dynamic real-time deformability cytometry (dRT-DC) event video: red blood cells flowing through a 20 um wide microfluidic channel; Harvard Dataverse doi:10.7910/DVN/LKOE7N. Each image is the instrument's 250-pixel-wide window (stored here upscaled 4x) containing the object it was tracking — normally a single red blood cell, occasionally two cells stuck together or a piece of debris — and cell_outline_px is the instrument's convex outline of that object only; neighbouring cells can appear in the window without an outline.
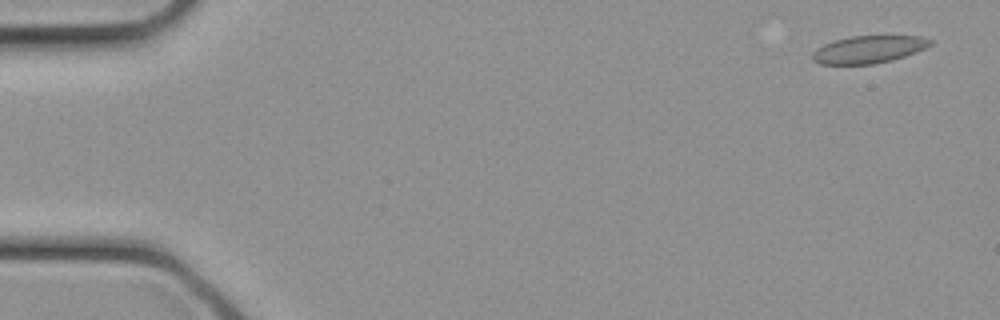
{"species": "common noctule bat (a hibernating species)", "species_latin": "Nyctalus noctula", "temperature_condition": "cold", "stored_images_in_passage": 32, "camera_frame_rate_fps": 3000, "um_per_image_px": 0.085, "animal": {"sex": "female", "body_mass_g": 21.9}, "frame": {"image": 1, "passage_image": 2, "time_ms": 0.333, "image_size_px": [1000, 320], "cell_outline_px": [[936, 40], [932, 44], [916, 52], [892, 60], [872, 64], [820, 64], [812, 60], [812, 52], [816, 48], [832, 40], [852, 36], [924, 36]], "centroid_in_image_um": [73.84, 4.19], "position_along_channel_um": 11.2, "area_um2": 19.02}}
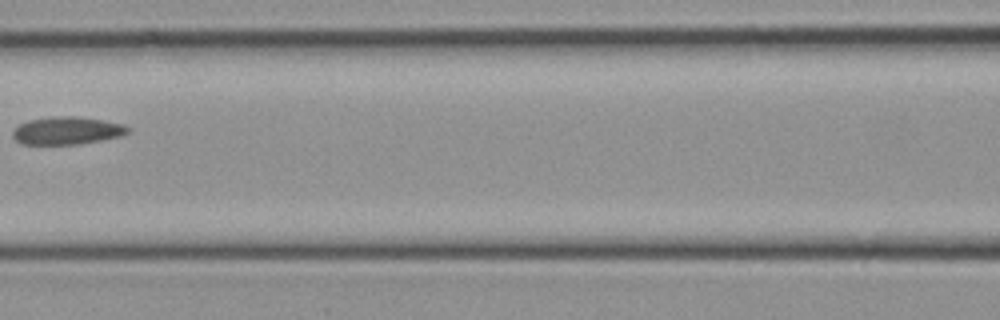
{"frame": {"image": 2, "passage_image": 15, "time_ms": 4.667, "image_size_px": [1000, 320], "cell_outline_px": [[128, 132], [120, 136], [80, 144], [20, 144], [12, 136], [12, 132], [20, 124], [28, 120], [52, 116], [76, 116], [124, 124], [128, 128]], "centroid_in_image_um": [5.65, 11.1], "position_along_channel_um": 160.9, "area_um2": 18.44}}
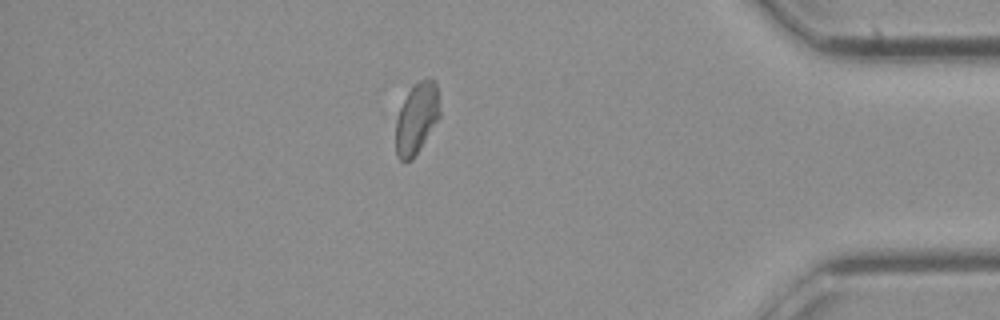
{"frame": {"image": 3, "passage_image": 28, "time_ms": 9.0, "image_size_px": [1000, 320], "cell_outline_px": [[440, 116], [420, 148], [412, 160], [404, 164], [396, 156], [396, 120], [400, 108], [408, 92], [420, 80], [428, 76], [436, 80], [440, 108]], "centroid_in_image_um": [35.42, 10.07], "position_along_channel_um": 399.8, "area_um2": 18.32}}